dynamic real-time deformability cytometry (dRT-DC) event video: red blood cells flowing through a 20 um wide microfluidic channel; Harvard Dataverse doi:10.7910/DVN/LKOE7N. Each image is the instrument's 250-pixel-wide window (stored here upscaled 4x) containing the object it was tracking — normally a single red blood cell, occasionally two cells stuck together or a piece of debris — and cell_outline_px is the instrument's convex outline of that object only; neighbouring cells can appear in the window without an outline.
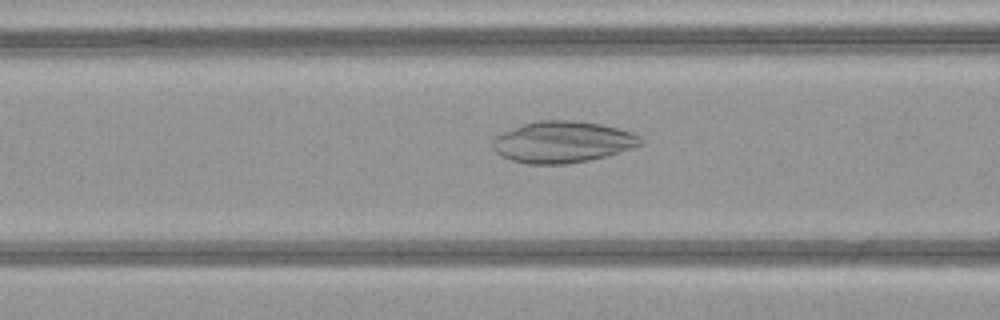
{"species": "common noctule bat (a hibernating species)", "species_latin": "Nyctalus noctula", "temperature_condition": "warm", "stored_images_in_passage": 49, "camera_frame_rate_fps": 3000, "um_per_image_px": 0.085, "animal": {"sex": "female", "body_mass_g": 21.9}, "frame": {"image": 1, "passage_image": 20, "time_ms": 6.333, "image_size_px": [1000, 320], "cell_outline_px": [[644, 144], [632, 148], [604, 156], [588, 160], [564, 164], [528, 164], [512, 160], [500, 156], [492, 148], [492, 140], [500, 132], [536, 120], [572, 120], [600, 124], [632, 132], [640, 136], [644, 140]], "centroid_in_image_um": [47.79, 12.06], "position_along_channel_um": 118.8, "area_um2": 35.78}}
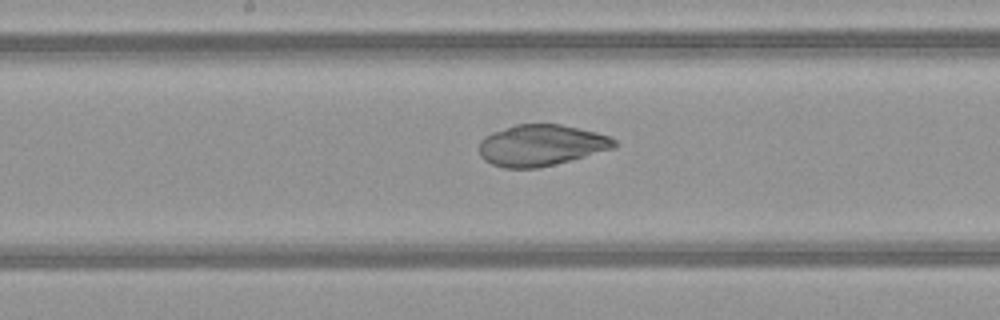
{"frame": {"image": 2, "passage_image": 26, "time_ms": 8.333, "image_size_px": [1000, 320], "cell_outline_px": [[616, 148], [536, 168], [504, 168], [492, 164], [484, 160], [480, 156], [480, 140], [484, 136], [492, 132], [516, 124], [560, 124], [596, 132], [608, 136], [616, 140]], "centroid_in_image_um": [45.97, 12.34], "position_along_channel_um": 202.2, "area_um2": 32.25}}
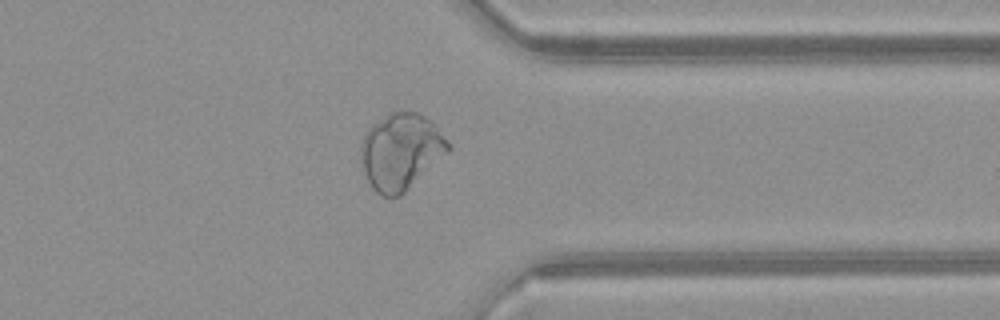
{"frame": {"image": 3, "passage_image": 39, "time_ms": 12.667, "image_size_px": [1000, 320], "cell_outline_px": [[452, 148], [448, 152], [400, 196], [380, 196], [372, 188], [364, 172], [360, 152], [360, 144], [364, 132], [372, 124], [392, 112], [420, 112], [452, 144]], "centroid_in_image_um": [34.05, 12.88], "position_along_channel_um": 377.4, "area_um2": 38.49}}